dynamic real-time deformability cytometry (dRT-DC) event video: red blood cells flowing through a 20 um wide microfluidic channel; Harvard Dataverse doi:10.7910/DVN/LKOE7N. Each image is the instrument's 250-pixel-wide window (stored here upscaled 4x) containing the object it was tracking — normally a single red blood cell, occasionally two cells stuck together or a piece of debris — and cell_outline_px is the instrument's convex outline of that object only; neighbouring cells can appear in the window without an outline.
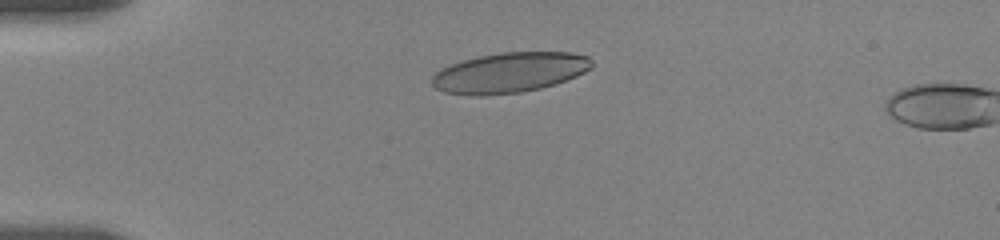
{"species": "human", "species_latin": "Homo sapiens", "temperature_condition": "room temperature", "stored_images_in_passage": 17, "camera_frame_rate_fps": 3000, "um_per_image_px": 0.085, "donor": {"sex": "female"}, "frame": {"image": 1, "passage_image": 15, "time_ms": 3.667, "image_size_px": [1000, 240], "cell_outline_px": [[592, 68], [576, 76], [556, 84], [540, 88], [520, 92], [484, 96], [472, 96], [444, 92], [436, 88], [432, 84], [432, 76], [436, 72], [452, 64], [464, 60], [480, 56], [500, 52], [568, 52], [588, 56], [592, 60]], "centroid_in_image_um": [43.32, 6.18], "position_along_channel_um": 41.7, "area_um2": 37.4}}